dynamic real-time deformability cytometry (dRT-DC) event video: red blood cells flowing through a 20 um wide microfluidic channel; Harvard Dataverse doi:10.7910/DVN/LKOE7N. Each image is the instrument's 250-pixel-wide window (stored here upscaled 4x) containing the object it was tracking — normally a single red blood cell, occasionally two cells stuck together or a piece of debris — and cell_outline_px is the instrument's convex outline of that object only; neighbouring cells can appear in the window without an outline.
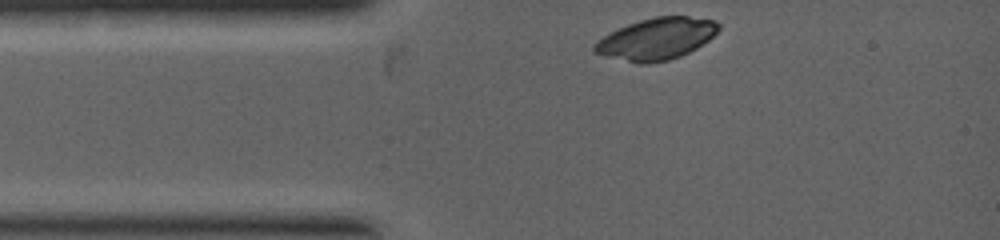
{"species": "common noctule bat (a hibernating species)", "species_latin": "Nyctalus noctula", "temperature_condition": "warm", "stored_images_in_passage": 2, "camera_frame_rate_fps": 5000, "um_per_image_px": 0.085, "animal": {"sex": "female", "body_mass_g": 19.0, "forearm_length_mm": 53.3}, "frame": {"image": 1, "passage_image": 1, "time_ms": 0.0, "image_size_px": [1000, 240], "cell_outline_px": [[720, 28], [708, 40], [696, 48], [680, 56], [668, 60], [648, 64], [640, 64], [592, 52], [592, 44], [596, 40], [628, 24], [640, 20], [656, 16], [688, 16], [716, 20], [720, 24]], "centroid_in_image_um": [55.8, 3.3], "position_along_channel_um": 29.2, "area_um2": 30.0}}